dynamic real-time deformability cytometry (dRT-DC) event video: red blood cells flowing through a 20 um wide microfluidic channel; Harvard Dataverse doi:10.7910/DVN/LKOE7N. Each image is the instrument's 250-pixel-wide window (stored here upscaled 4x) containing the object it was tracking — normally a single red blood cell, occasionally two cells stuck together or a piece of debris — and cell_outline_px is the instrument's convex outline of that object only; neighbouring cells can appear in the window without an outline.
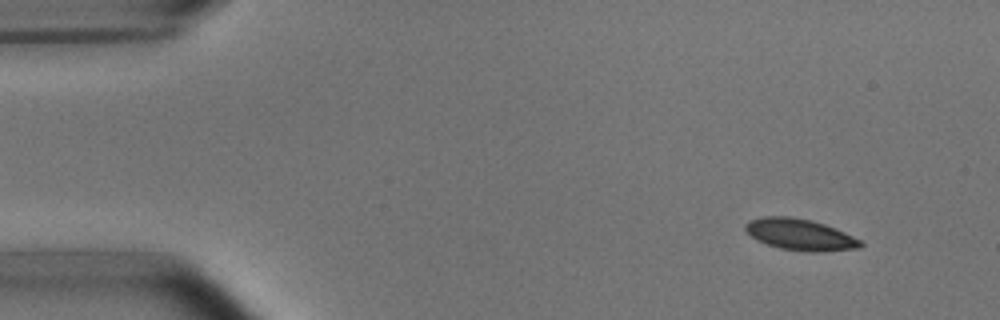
{"species": "common noctule bat (a hibernating species)", "species_latin": "Nyctalus noctula", "temperature_condition": "room temperature", "stored_images_in_passage": 52, "camera_frame_rate_fps": 3000, "um_per_image_px": 0.085, "animal": {"sex": "male", "body_mass_g": 15.6}, "frame": {"image": 1, "passage_image": 4, "time_ms": 1.0, "image_size_px": [1000, 320], "cell_outline_px": [[864, 244], [860, 248], [816, 252], [808, 252], [780, 248], [756, 240], [744, 228], [744, 224], [748, 220], [764, 216], [792, 216], [812, 220], [836, 228], [860, 240]], "centroid_in_image_um": [67.99, 19.92], "position_along_channel_um": 17.0, "area_um2": 21.1}}
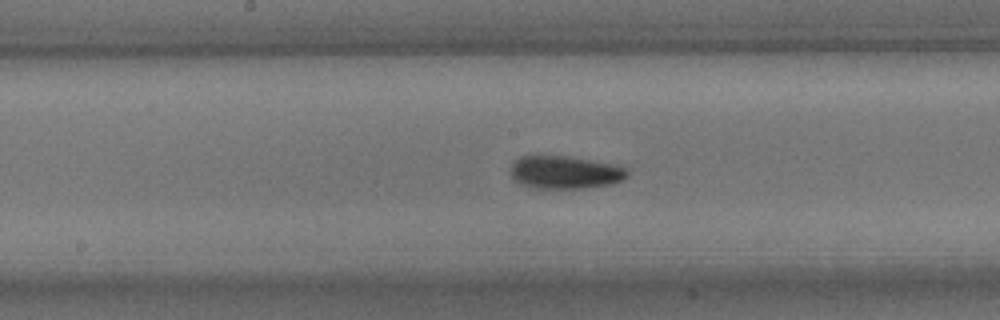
{"frame": {"image": 2, "passage_image": 26, "time_ms": 8.333, "image_size_px": [1000, 320], "cell_outline_px": [[628, 176], [624, 180], [612, 184], [584, 188], [532, 188], [520, 184], [512, 180], [512, 164], [520, 156], [568, 156], [616, 164], [628, 168]], "centroid_in_image_um": [48.07, 14.65], "position_along_channel_um": 200.1, "area_um2": 22.6}}
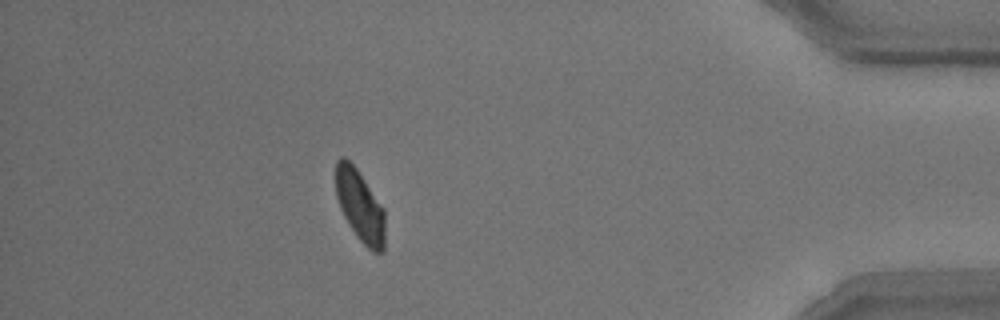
{"frame": {"image": 3, "passage_image": 46, "time_ms": 15.0, "image_size_px": [1000, 320], "cell_outline_px": [[384, 252], [372, 252], [360, 240], [348, 224], [340, 208], [336, 196], [336, 160], [340, 156], [344, 156], [356, 168], [384, 208]], "centroid_in_image_um": [30.59, 17.49], "position_along_channel_um": 404.6, "area_um2": 20.46}, "authors_computed_cell_mechanics": {"area_um2": 21.386, "velocity_mm_per_s": 3.774, "shape_relaxation_time_tau1_ms": 3.8321, "shape_relaxation_time_tau2_ms": 2.2343, "deformation_change_tau1": 0.0966, "deformation_change_tau2": 0.0641}}